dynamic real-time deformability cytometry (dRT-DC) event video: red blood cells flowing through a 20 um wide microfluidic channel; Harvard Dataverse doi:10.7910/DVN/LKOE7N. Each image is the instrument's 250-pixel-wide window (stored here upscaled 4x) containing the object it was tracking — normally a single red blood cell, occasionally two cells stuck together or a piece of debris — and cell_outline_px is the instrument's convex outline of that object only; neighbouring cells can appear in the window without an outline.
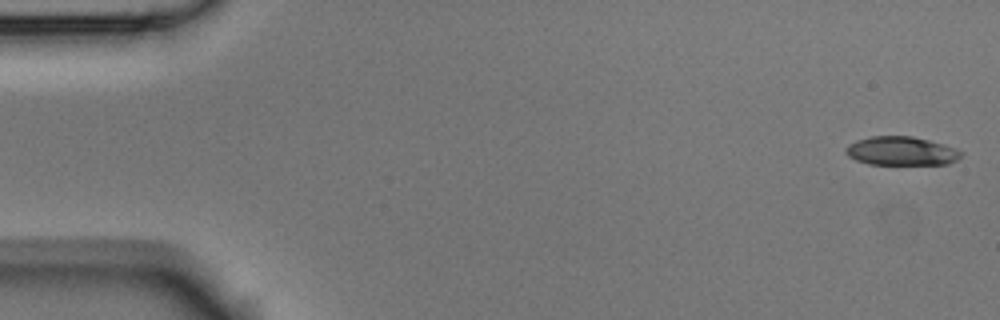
{"species": "Egyptian fruit bat (a non-hibernating species)", "species_latin": "Rousettus aegyptiacus", "temperature_condition": "room temperature", "stored_images_in_passage": 53, "camera_frame_rate_fps": 3000, "um_per_image_px": 0.085, "animal": {"sex": "male"}, "frame": {"image": 1, "passage_image": 1, "time_ms": 0.0, "image_size_px": [1000, 320], "cell_outline_px": [[964, 152], [956, 160], [948, 164], [868, 164], [856, 160], [848, 156], [844, 152], [844, 148], [848, 144], [856, 140], [872, 136], [912, 136], [944, 144], [956, 148]], "centroid_in_image_um": [76.59, 12.83], "position_along_channel_um": 8.4, "area_um2": 19.42}}
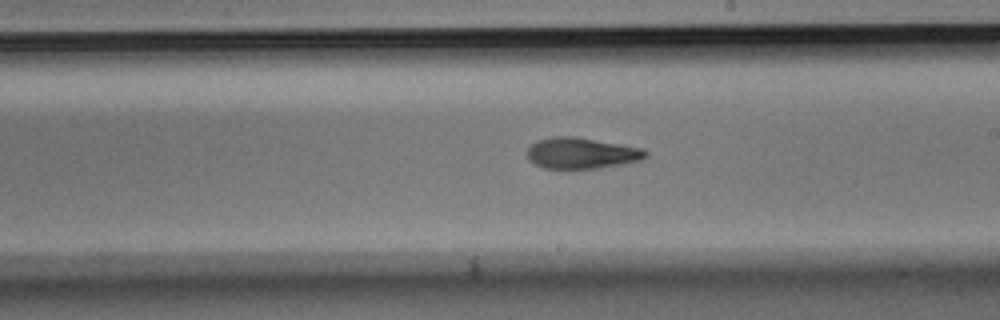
{"frame": {"image": 2, "passage_image": 30, "time_ms": 9.667, "image_size_px": [1000, 320], "cell_outline_px": [[648, 156], [640, 160], [600, 168], [544, 168], [528, 160], [528, 148], [536, 140], [552, 136], [572, 136], [644, 148], [648, 152]], "centroid_in_image_um": [49.43, 13.01], "position_along_channel_um": 239.6, "area_um2": 21.33}}
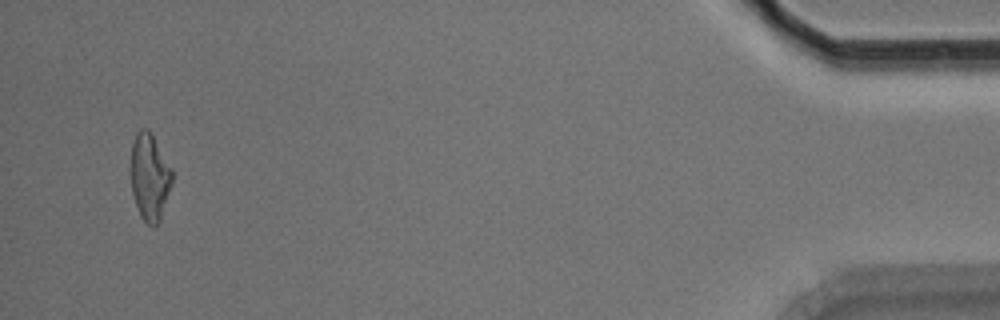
{"frame": {"image": 3, "passage_image": 51, "time_ms": 16.667, "image_size_px": [1000, 320], "cell_outline_px": [[172, 180], [160, 220], [156, 228], [152, 228], [140, 216], [132, 192], [132, 144], [136, 132], [140, 128], [148, 128], [172, 168]], "centroid_in_image_um": [12.73, 15.05], "position_along_channel_um": 422.5, "area_um2": 20.63}, "authors_computed_cell_mechanics": {"area_um2": 21.3282, "velocity_mm_per_s": 3.7644, "shape_relaxation_time_tau1_ms": 6.5575, "shape_relaxation_time_tau2_ms": 4.5898, "deformation_change_tau1": 0.1836, "deformation_change_tau2": 0.1362}}